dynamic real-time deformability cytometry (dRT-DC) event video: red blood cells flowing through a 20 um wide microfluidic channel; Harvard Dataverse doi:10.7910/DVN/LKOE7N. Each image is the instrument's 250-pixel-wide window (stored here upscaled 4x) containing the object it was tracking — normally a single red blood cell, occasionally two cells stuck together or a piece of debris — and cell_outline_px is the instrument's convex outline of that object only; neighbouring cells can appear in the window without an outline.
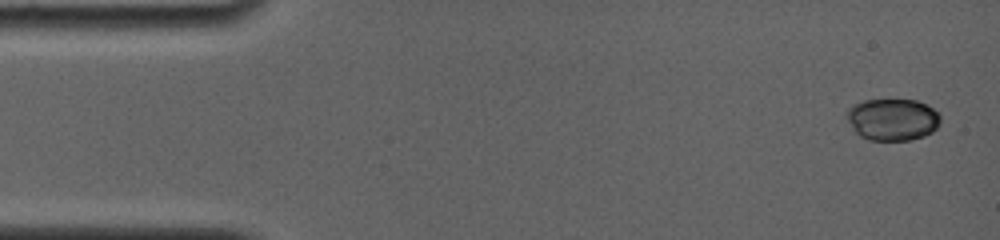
{"species": "common noctule bat (a hibernating species)", "species_latin": "Nyctalus noctula", "temperature_condition": "room temperature", "stored_images_in_passage": 5, "camera_frame_rate_fps": 4000, "um_per_image_px": 0.085, "animal": {"sex": "female", "body_mass_g": 19.0, "forearm_length_mm": 56.7}, "frame": {"image": 1, "passage_image": 1, "time_ms": 0.0, "image_size_px": [1000, 240], "cell_outline_px": [[940, 124], [932, 132], [924, 136], [908, 140], [868, 140], [860, 136], [856, 132], [848, 120], [848, 112], [856, 104], [864, 100], [916, 100], [932, 108], [940, 116]], "centroid_in_image_um": [75.9, 10.17], "position_along_channel_um": 9.1, "area_um2": 22.48}}
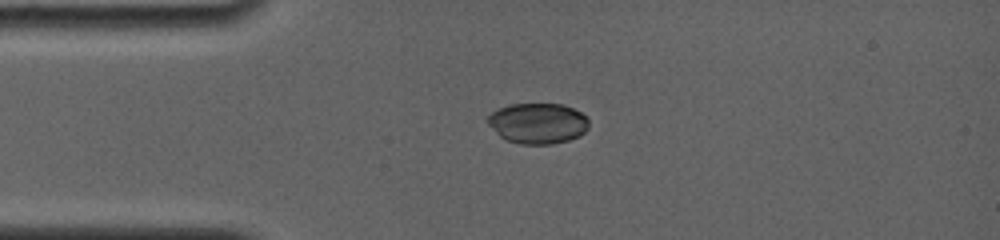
{"frame": {"image": 2, "passage_image": 4, "time_ms": 3.25, "image_size_px": [1000, 240], "cell_outline_px": [[588, 128], [580, 136], [568, 140], [552, 144], [520, 144], [508, 140], [500, 136], [488, 124], [488, 116], [492, 112], [500, 108], [512, 104], [564, 104], [580, 112], [588, 120]], "centroid_in_image_um": [45.73, 10.48], "position_along_channel_um": 39.3, "area_um2": 23.76}}